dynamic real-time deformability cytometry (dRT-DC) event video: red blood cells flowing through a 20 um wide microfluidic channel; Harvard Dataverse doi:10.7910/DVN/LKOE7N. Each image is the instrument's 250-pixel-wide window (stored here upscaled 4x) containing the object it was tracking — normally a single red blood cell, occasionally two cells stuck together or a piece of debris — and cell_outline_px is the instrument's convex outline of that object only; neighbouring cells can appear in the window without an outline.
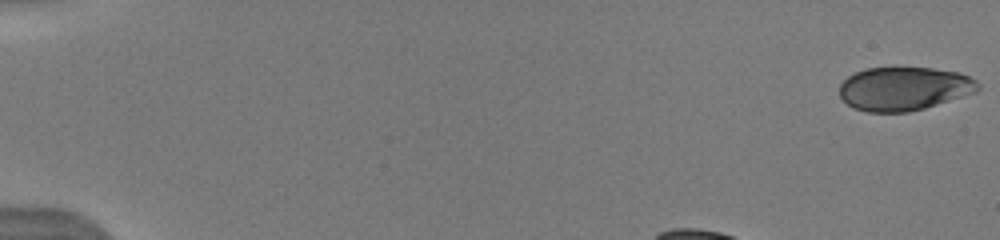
{"species": "human", "species_latin": "Homo sapiens", "temperature_condition": "warm", "stored_images_in_passage": 16, "camera_frame_rate_fps": 3000, "um_per_image_px": 0.085, "donor": {"sex": "male"}, "frame": {"image": 1, "passage_image": 1, "time_ms": 0.0, "image_size_px": [1000, 240], "cell_outline_px": [[980, 88], [976, 92], [924, 108], [908, 112], [868, 112], [852, 108], [840, 96], [840, 84], [848, 76], [856, 72], [868, 68], [896, 64], [932, 68], [960, 72], [976, 80], [980, 84]], "centroid_in_image_um": [76.84, 7.49], "position_along_channel_um": 8.2, "area_um2": 36.01}}